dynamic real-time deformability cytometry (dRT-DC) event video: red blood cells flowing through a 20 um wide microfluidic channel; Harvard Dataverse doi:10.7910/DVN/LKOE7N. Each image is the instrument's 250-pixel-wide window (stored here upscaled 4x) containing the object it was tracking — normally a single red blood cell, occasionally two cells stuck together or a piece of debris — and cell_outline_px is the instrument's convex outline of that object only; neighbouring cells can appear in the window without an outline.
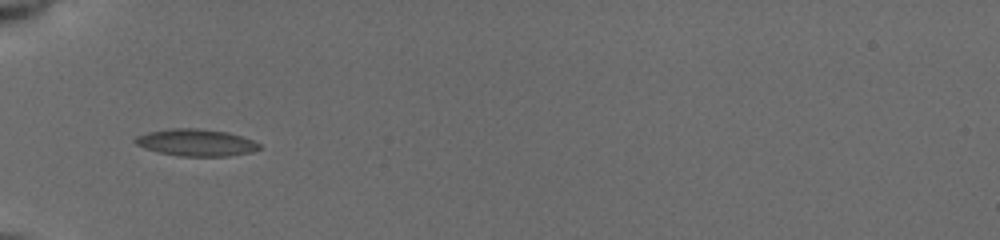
{"species": "common noctule bat (a hibernating species)", "species_latin": "Nyctalus noctula", "temperature_condition": "cold", "stored_images_in_passage": 6, "camera_frame_rate_fps": 3000, "um_per_image_px": 0.085, "animal": {"sex": "female", "body_mass_g": 19.5, "forearm_length_mm": 54.1}, "frame": {"image": 1, "passage_image": 1, "time_ms": 0.0, "image_size_px": [1000, 240], "cell_outline_px": [[264, 148], [252, 152], [228, 156], [180, 156], [160, 152], [144, 148], [136, 144], [132, 140], [136, 136], [148, 132], [172, 128], [196, 128], [228, 132], [252, 140], [260, 144]], "centroid_in_image_um": [16.68, 12.12], "position_along_channel_um": 68.3, "area_um2": 19.54}}
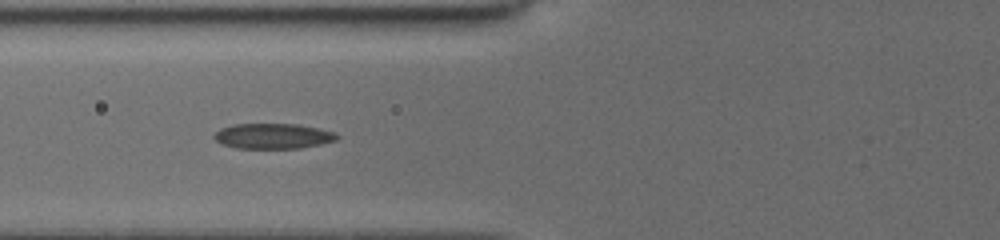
{"frame": {"image": 2, "passage_image": 3, "time_ms": 1.0, "image_size_px": [1000, 240], "cell_outline_px": [[340, 136], [336, 140], [320, 144], [300, 148], [236, 148], [220, 144], [212, 136], [220, 128], [232, 124], [300, 124], [320, 128], [332, 132]], "centroid_in_image_um": [23.18, 11.56], "position_along_channel_um": 102.6, "area_um2": 18.21}}
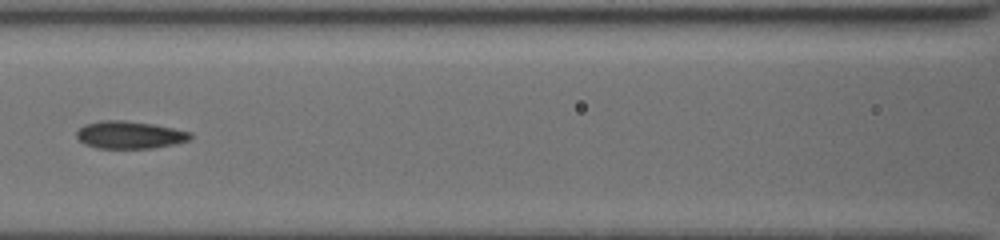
{"frame": {"image": 3, "passage_image": 5, "time_ms": 2.333, "image_size_px": [1000, 240], "cell_outline_px": [[192, 136], [188, 140], [176, 144], [152, 148], [96, 148], [84, 144], [76, 136], [76, 132], [84, 124], [100, 120], [124, 120], [152, 124], [192, 132]], "centroid_in_image_um": [11.0, 11.46], "position_along_channel_um": 155.6, "area_um2": 18.26}}